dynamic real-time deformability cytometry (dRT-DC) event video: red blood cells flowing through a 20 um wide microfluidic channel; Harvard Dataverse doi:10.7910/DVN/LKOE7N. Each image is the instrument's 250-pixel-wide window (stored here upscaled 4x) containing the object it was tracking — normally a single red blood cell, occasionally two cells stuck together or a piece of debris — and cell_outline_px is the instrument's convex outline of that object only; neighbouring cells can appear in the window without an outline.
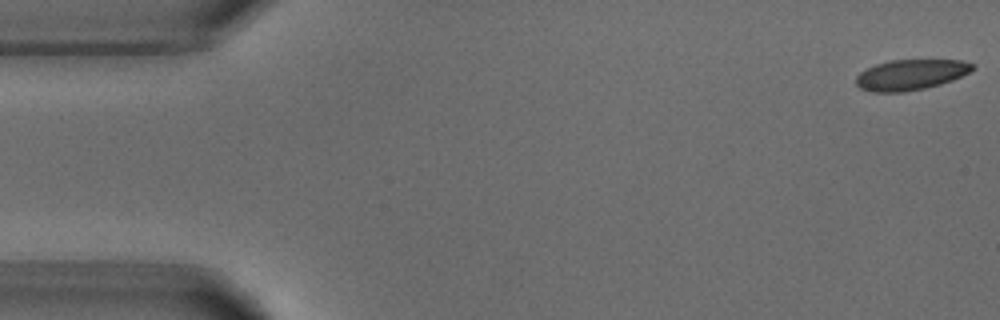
{"species": "common noctule bat (a hibernating species)", "species_latin": "Nyctalus noctula", "temperature_condition": "warm", "stored_images_in_passage": 6, "camera_frame_rate_fps": 3000, "um_per_image_px": 0.085, "animal": {"sex": "male", "body_mass_g": 18.8}, "frame": {"image": 1, "passage_image": 1, "time_ms": 0.0, "image_size_px": [1000, 320], "cell_outline_px": [[976, 68], [952, 80], [940, 84], [924, 88], [904, 92], [872, 92], [860, 88], [856, 84], [856, 76], [860, 72], [876, 64], [892, 60], [964, 60], [976, 64]], "centroid_in_image_um": [77.43, 6.35], "position_along_channel_um": 7.6, "area_um2": 20.69}}
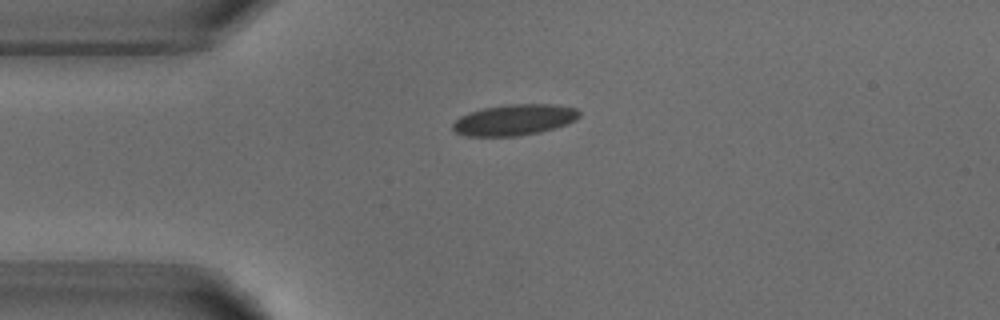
{"frame": {"image": 2, "passage_image": 4, "time_ms": 3.667, "image_size_px": [1000, 320], "cell_outline_px": [[580, 116], [576, 120], [568, 124], [556, 128], [540, 132], [516, 136], [468, 136], [456, 132], [452, 128], [452, 124], [460, 116], [468, 112], [484, 108], [508, 104], [556, 104], [576, 108], [580, 112]], "centroid_in_image_um": [43.75, 10.18], "position_along_channel_um": 41.2, "area_um2": 23.0}}
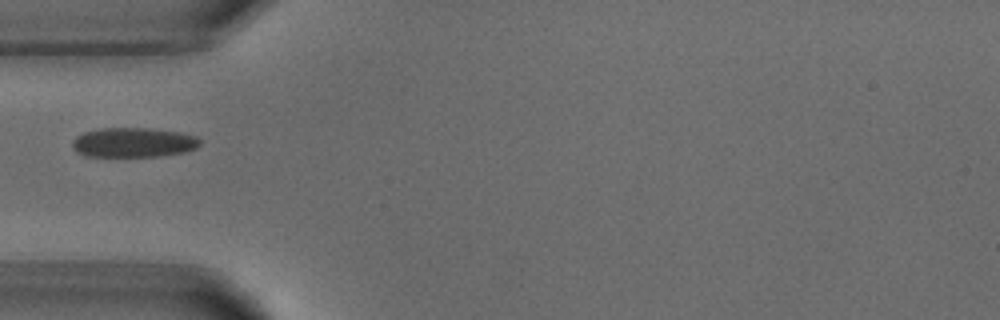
{"frame": {"image": 3, "passage_image": 5, "time_ms": 5.0, "image_size_px": [1000, 320], "cell_outline_px": [[200, 144], [196, 148], [188, 152], [160, 156], [84, 156], [76, 152], [72, 148], [72, 140], [76, 136], [84, 132], [100, 128], [148, 128], [180, 132], [196, 136], [200, 140]], "centroid_in_image_um": [11.33, 12.11], "position_along_channel_um": 73.7, "area_um2": 22.25}}